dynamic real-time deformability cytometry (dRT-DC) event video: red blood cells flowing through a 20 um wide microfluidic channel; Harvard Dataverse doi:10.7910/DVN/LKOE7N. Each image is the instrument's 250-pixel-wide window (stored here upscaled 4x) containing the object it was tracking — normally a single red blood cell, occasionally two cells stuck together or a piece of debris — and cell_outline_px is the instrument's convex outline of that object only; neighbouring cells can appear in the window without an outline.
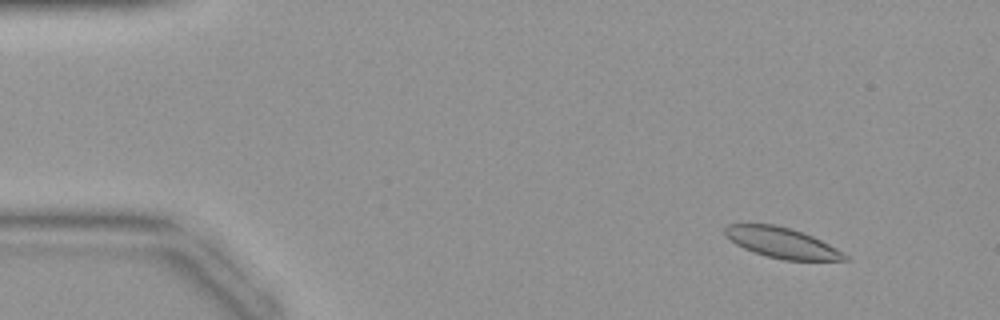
{"species": "common noctule bat (a hibernating species)", "species_latin": "Nyctalus noctula", "temperature_condition": "warm", "stored_images_in_passage": 41, "camera_frame_rate_fps": 3000, "um_per_image_px": 0.085, "animal": {"sex": "female", "body_mass_g": 19.9}, "frame": {"image": 1, "passage_image": 2, "time_ms": 0.333, "image_size_px": [1000, 320], "cell_outline_px": [[852, 260], [784, 260], [768, 256], [744, 248], [736, 244], [724, 236], [724, 228], [728, 224], [776, 224], [804, 232], [844, 252]], "centroid_in_image_um": [66.46, 20.62], "position_along_channel_um": 18.5, "area_um2": 21.21}}
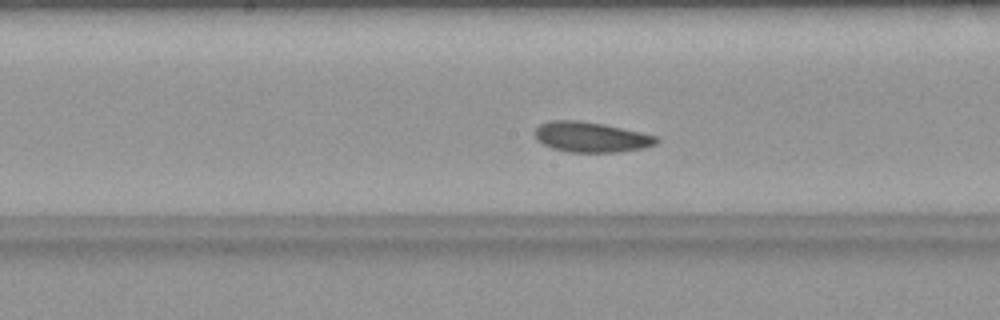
{"frame": {"image": 2, "passage_image": 20, "time_ms": 6.333, "image_size_px": [1000, 320], "cell_outline_px": [[660, 140], [656, 144], [644, 148], [616, 152], [568, 152], [552, 148], [536, 140], [536, 128], [540, 124], [548, 120], [580, 120], [604, 124], [640, 132], [656, 136]], "centroid_in_image_um": [50.23, 11.64], "position_along_channel_um": 198.0, "area_um2": 21.44}}
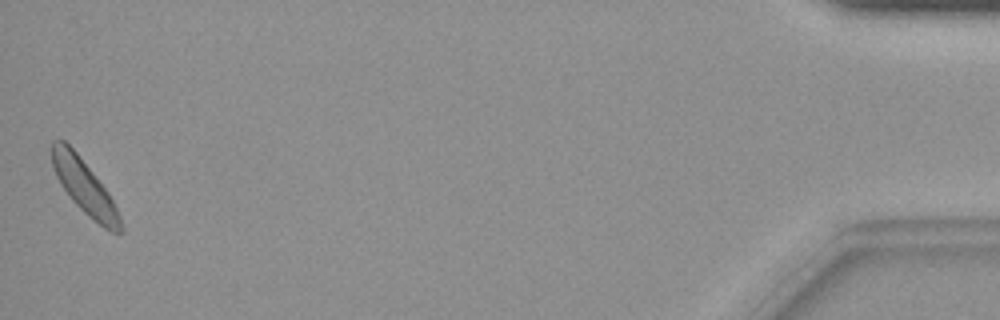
{"frame": {"image": 3, "passage_image": 41, "time_ms": 13.333, "image_size_px": [1000, 320], "cell_outline_px": [[124, 232], [120, 236], [104, 228], [88, 216], [72, 200], [60, 184], [56, 176], [52, 164], [52, 140], [64, 140], [76, 152], [108, 192], [120, 216], [124, 228]], "centroid_in_image_um": [7.21, 15.94], "position_along_channel_um": 428.0, "area_um2": 21.39}}